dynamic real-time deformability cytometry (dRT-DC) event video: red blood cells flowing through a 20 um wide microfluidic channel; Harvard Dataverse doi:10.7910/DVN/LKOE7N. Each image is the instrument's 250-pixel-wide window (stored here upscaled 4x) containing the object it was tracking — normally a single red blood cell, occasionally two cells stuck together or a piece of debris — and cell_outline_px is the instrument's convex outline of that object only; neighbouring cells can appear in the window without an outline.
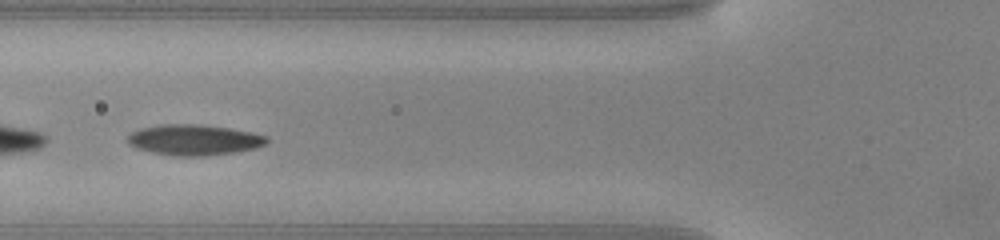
{"species": "common noctule bat (a hibernating species)", "species_latin": "Nyctalus noctula", "temperature_condition": "warm", "stored_images_in_passage": 38, "camera_frame_rate_fps": 3000, "um_per_image_px": 0.085, "animal": {"sex": "male", "body_mass_g": 20.0, "forearm_length_mm": 53.3}, "frame": {"image": 1, "passage_image": 6, "time_ms": 1.667, "image_size_px": [1000, 240], "cell_outline_px": [[268, 140], [264, 144], [256, 148], [236, 152], [204, 156], [180, 156], [152, 152], [136, 148], [128, 144], [128, 136], [132, 132], [140, 128], [160, 124], [196, 124], [228, 128], [268, 136]], "centroid_in_image_um": [16.47, 11.89], "position_along_channel_um": 109.3, "area_um2": 24.68}}
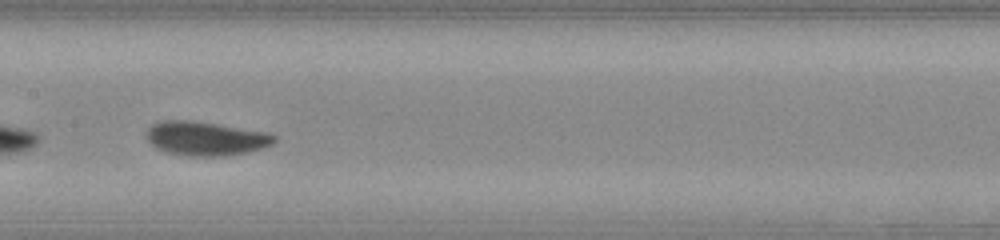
{"frame": {"image": 2, "passage_image": 12, "time_ms": 3.667, "image_size_px": [1000, 240], "cell_outline_px": [[276, 140], [272, 144], [260, 148], [244, 152], [224, 156], [188, 156], [168, 152], [156, 148], [148, 140], [148, 128], [152, 124], [160, 120], [196, 120], [268, 132], [276, 136]], "centroid_in_image_um": [17.48, 11.75], "position_along_channel_um": 189.9, "area_um2": 25.32}, "authors_computed_cell_mechanics": {"area_um2": 24.4494, "velocity_mm_per_s": 4.0399, "shape_relaxation_time_tau1_ms": 3.4203, "shape_relaxation_time_tau2_ms": 1.5811, "deformation_change_tau1": 0.1136, "deformation_change_tau2": 0.0706}}